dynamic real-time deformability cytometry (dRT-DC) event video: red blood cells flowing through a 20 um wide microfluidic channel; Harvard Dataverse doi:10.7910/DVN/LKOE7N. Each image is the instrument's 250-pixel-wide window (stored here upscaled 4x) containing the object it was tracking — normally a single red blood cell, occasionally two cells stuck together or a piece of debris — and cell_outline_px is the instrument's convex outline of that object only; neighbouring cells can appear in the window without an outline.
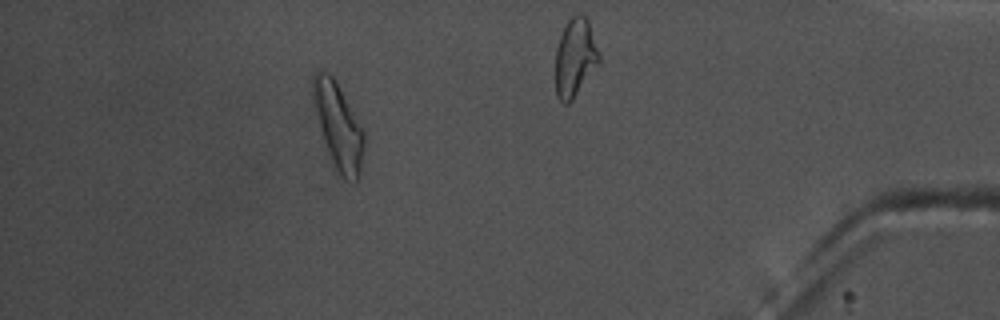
{"species": "common noctule bat (a hibernating species)", "species_latin": "Nyctalus noctula", "temperature_condition": "warm", "stored_images_in_passage": 43, "camera_frame_rate_fps": 3000, "um_per_image_px": 0.085, "animal": {"sex": "male", "body_mass_g": 17.5, "forearm_length_mm": 52.3}, "frame": {"image": 1, "passage_image": 37, "time_ms": 12.0, "image_size_px": [1000, 320], "cell_outline_px": [[364, 148], [360, 176], [356, 184], [344, 180], [336, 168], [332, 160], [324, 140], [312, 100], [312, 76], [320, 68], [332, 76], [364, 128]], "centroid_in_image_um": [28.78, 10.73], "position_along_channel_um": 406.4, "area_um2": 25.55}, "authors_computed_cell_mechanics": {"area_um2": 21.6172, "velocity_mm_per_s": 3.6314, "shape_relaxation_time_tau1_ms": 4.9504, "shape_relaxation_time_tau2_ms": 4.7183, "deformation_change_tau1": 0.1868, "deformation_change_tau2": 0.1219}}